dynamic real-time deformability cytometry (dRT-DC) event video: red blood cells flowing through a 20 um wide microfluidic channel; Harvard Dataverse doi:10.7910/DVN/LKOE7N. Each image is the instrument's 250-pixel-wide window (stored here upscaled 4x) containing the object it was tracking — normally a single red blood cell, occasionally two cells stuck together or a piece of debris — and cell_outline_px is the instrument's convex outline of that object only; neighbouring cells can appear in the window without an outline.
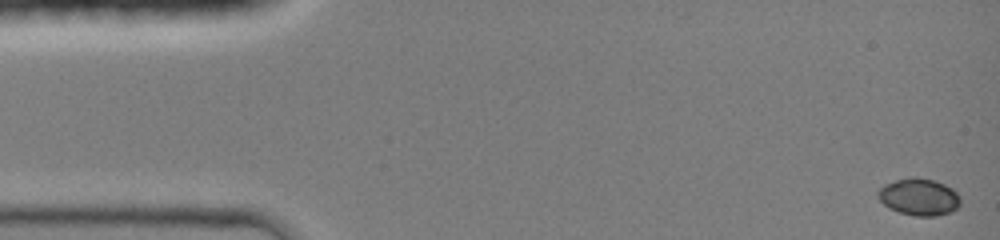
{"species": "common noctule bat (a hibernating species)", "species_latin": "Nyctalus noctula", "temperature_condition": "room temperature", "stored_images_in_passage": 45, "camera_frame_rate_fps": 3000, "um_per_image_px": 0.085, "animal": {"sex": "female", "body_mass_g": 19.0, "forearm_length_mm": 51.5}, "frame": {"image": 1, "passage_image": 1, "time_ms": 0.0, "image_size_px": [1000, 240], "cell_outline_px": [[960, 204], [952, 212], [936, 216], [916, 216], [900, 212], [888, 208], [876, 196], [876, 192], [884, 184], [908, 176], [916, 176], [932, 180], [944, 184], [952, 188], [960, 196]], "centroid_in_image_um": [78.1, 16.73], "position_along_channel_um": 6.9, "area_um2": 17.98}}
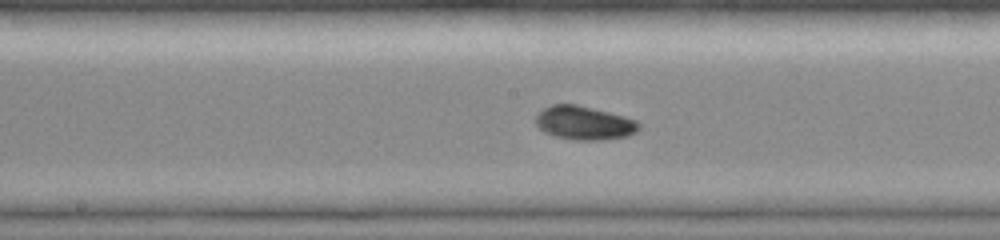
{"frame": {"image": 2, "passage_image": 23, "time_ms": 7.333, "image_size_px": [1000, 240], "cell_outline_px": [[640, 128], [636, 132], [628, 136], [604, 140], [576, 140], [556, 136], [544, 132], [536, 124], [536, 116], [544, 108], [552, 104], [576, 104], [624, 116], [636, 120], [640, 124]], "centroid_in_image_um": [49.68, 10.45], "position_along_channel_um": 198.5, "area_um2": 20.17}}
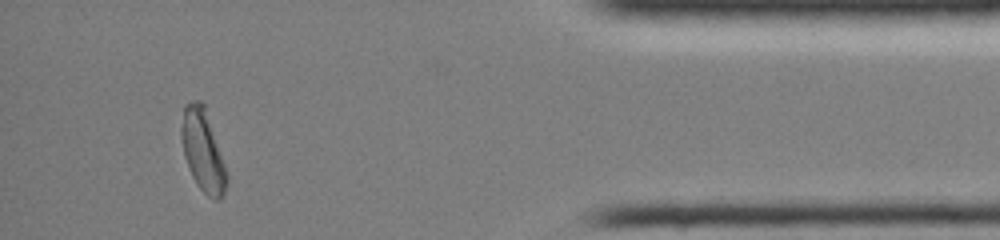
{"frame": {"image": 3, "passage_image": 41, "time_ms": 13.333, "image_size_px": [1000, 240], "cell_outline_px": [[228, 184], [220, 200], [212, 200], [200, 188], [192, 176], [188, 168], [184, 156], [180, 136], [180, 128], [184, 104], [192, 100], [200, 100], [204, 104], [228, 176]], "centroid_in_image_um": [17.22, 12.8], "position_along_channel_um": 418.0, "area_um2": 21.62}, "authors_computed_cell_mechanics": {"area_um2": 19.3052, "velocity_mm_per_s": 4.2843, "shape_relaxation_time_tau1_ms": 2.2038, "shape_relaxation_time_tau2_ms": null, "deformation_change_tau1": 0.0991, "deformation_change_tau2": null}}